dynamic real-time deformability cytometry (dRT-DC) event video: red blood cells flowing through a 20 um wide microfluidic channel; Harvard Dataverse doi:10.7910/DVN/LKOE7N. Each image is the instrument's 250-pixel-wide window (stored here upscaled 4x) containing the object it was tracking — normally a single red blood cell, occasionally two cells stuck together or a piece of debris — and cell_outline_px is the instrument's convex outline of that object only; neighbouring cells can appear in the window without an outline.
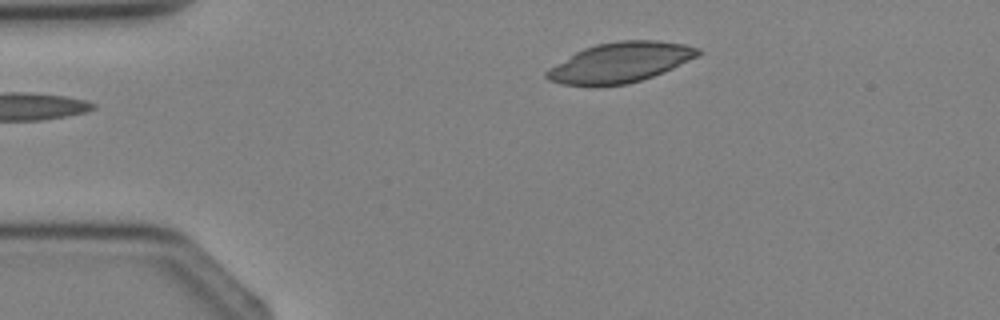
{"species": "Egyptian fruit bat (a non-hibernating species)", "species_latin": "Rousettus aegyptiacus", "temperature_condition": "cold", "stored_images_in_passage": 4, "camera_frame_rate_fps": 3000, "um_per_image_px": 0.085, "animal": {"sex": "female"}, "frame": {"image": 1, "passage_image": 4, "time_ms": 3.333, "image_size_px": [1000, 320], "cell_outline_px": [[704, 52], [700, 56], [664, 72], [628, 84], [600, 88], [592, 88], [560, 84], [548, 80], [544, 76], [544, 72], [548, 68], [576, 52], [584, 48], [596, 44], [616, 40], [656, 40], [684, 44], [700, 48]], "centroid_in_image_um": [52.7, 5.34], "position_along_channel_um": 32.3, "area_um2": 36.3}}